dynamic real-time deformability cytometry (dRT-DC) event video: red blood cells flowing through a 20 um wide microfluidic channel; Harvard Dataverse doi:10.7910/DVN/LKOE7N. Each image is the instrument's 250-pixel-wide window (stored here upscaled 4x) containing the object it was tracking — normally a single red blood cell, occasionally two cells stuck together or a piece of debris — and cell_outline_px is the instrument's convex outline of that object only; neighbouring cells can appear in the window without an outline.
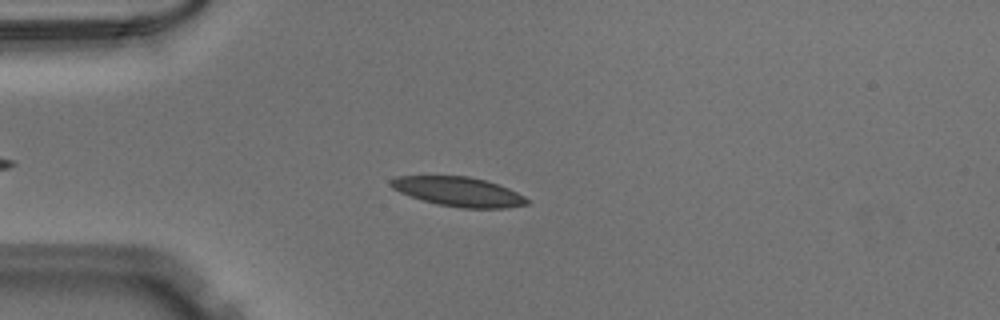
{"species": "Egyptian fruit bat (a non-hibernating species)", "species_latin": "Rousettus aegyptiacus", "temperature_condition": "warm", "stored_images_in_passage": 43, "camera_frame_rate_fps": 3000, "um_per_image_px": 0.085, "animal": {"sex": "male"}, "frame": {"image": 1, "passage_image": 9, "time_ms": 2.667, "image_size_px": [1000, 320], "cell_outline_px": [[528, 204], [508, 208], [460, 208], [436, 204], [400, 192], [392, 188], [388, 184], [388, 180], [396, 176], [468, 176], [484, 180], [508, 188], [524, 196], [528, 200]], "centroid_in_image_um": [38.94, 16.29], "position_along_channel_um": 46.1, "area_um2": 23.24}}
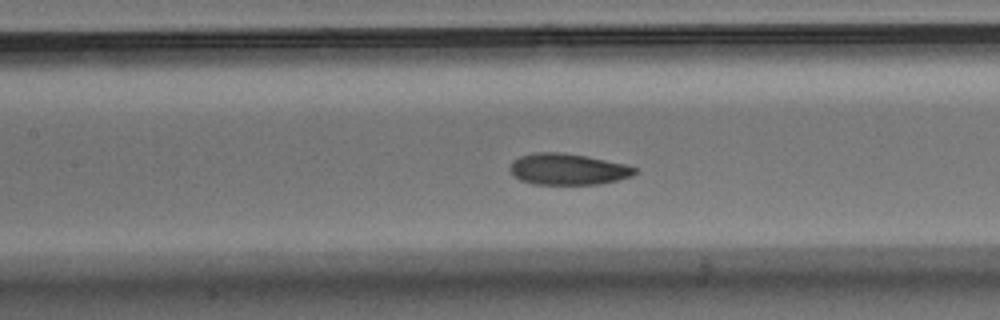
{"frame": {"image": 2, "passage_image": 19, "time_ms": 6.0, "image_size_px": [1000, 320], "cell_outline_px": [[640, 172], [632, 176], [600, 184], [532, 184], [520, 180], [508, 168], [512, 160], [520, 156], [536, 152], [564, 152], [624, 164], [636, 168]], "centroid_in_image_um": [48.25, 14.38], "position_along_channel_um": 159.1, "area_um2": 22.72}}
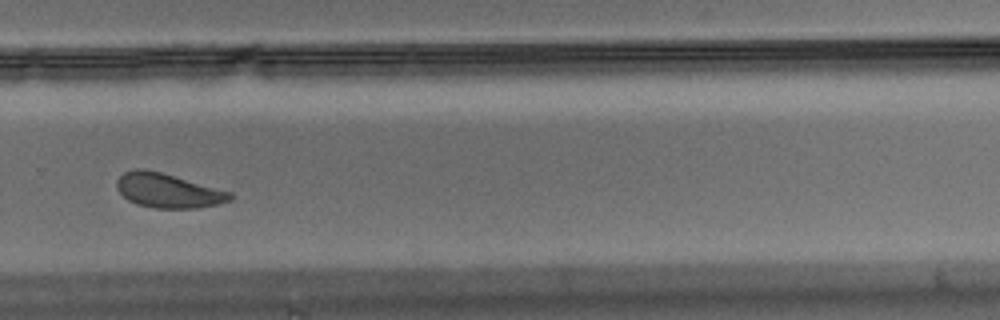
{"frame": {"image": 3, "passage_image": 31, "time_ms": 10.0, "image_size_px": [1000, 320], "cell_outline_px": [[236, 196], [232, 200], [216, 204], [196, 208], [156, 208], [136, 204], [128, 200], [116, 188], [116, 180], [124, 172], [136, 168], [144, 168], [160, 172], [232, 192]], "centroid_in_image_um": [14.28, 16.2], "position_along_channel_um": 315.5, "area_um2": 22.66}}